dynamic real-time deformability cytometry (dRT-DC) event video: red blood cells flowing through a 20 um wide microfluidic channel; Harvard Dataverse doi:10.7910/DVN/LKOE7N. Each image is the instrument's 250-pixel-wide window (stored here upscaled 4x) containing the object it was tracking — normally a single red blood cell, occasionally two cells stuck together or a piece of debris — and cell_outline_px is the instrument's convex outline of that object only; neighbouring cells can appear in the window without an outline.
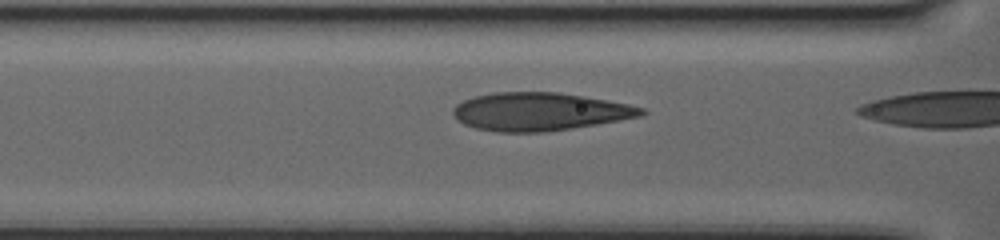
{"species": "human", "species_latin": "Homo sapiens", "temperature_condition": "warm", "stored_images_in_passage": 4, "camera_frame_rate_fps": 3000, "um_per_image_px": 0.085, "donor": {"sex": "female"}, "frame": {"image": 1, "passage_image": 3, "time_ms": 0.667, "image_size_px": [1000, 240], "cell_outline_px": [[648, 112], [640, 116], [596, 124], [572, 128], [540, 132], [496, 132], [476, 128], [464, 124], [456, 120], [452, 112], [452, 108], [456, 104], [472, 96], [492, 92], [556, 92], [584, 96], [628, 104], [644, 108]], "centroid_in_image_um": [45.81, 9.48], "position_along_channel_um": 120.8, "area_um2": 41.73}}